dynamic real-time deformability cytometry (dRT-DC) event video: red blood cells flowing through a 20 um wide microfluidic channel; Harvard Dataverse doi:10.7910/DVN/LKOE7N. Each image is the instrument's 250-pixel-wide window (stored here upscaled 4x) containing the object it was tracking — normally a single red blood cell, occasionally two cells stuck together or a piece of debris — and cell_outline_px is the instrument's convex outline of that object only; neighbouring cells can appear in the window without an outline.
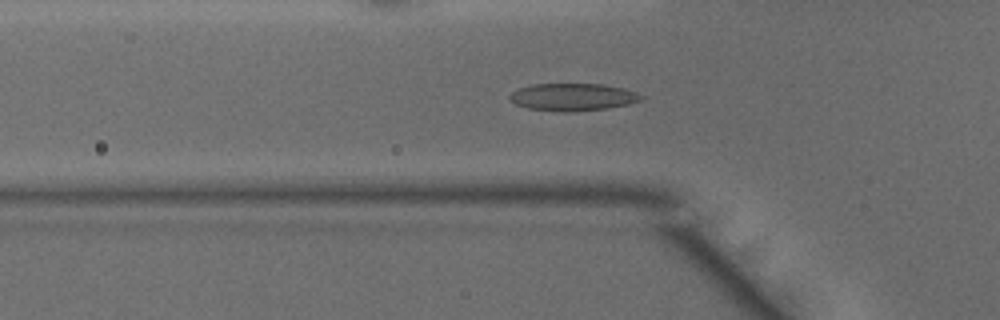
{"species": "common noctule bat (a hibernating species)", "species_latin": "Nyctalus noctula", "temperature_condition": "warm", "stored_images_in_passage": 48, "camera_frame_rate_fps": 3000, "um_per_image_px": 0.085, "animal": {"sex": "male", "body_mass_g": 15.6}, "frame": {"image": 1, "passage_image": 15, "time_ms": 4.667, "image_size_px": [1000, 320], "cell_outline_px": [[644, 96], [640, 100], [628, 104], [608, 108], [572, 112], [564, 112], [528, 108], [516, 104], [508, 96], [512, 92], [520, 88], [532, 84], [604, 84], [624, 88], [636, 92]], "centroid_in_image_um": [48.71, 8.24], "position_along_channel_um": 77.1, "area_um2": 20.92}}
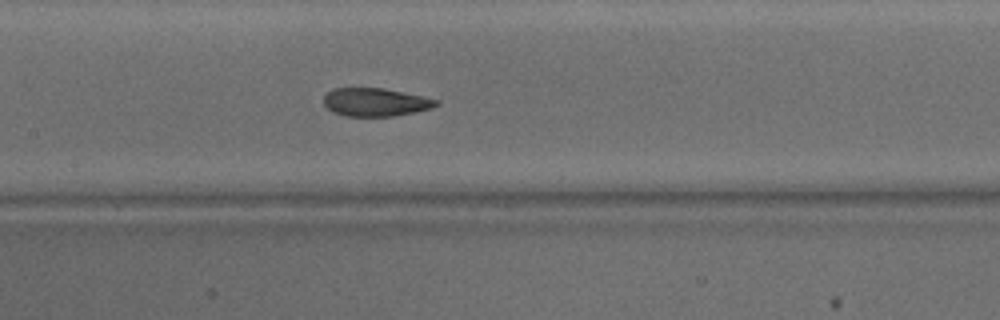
{"frame": {"image": 2, "passage_image": 22, "time_ms": 7.0, "image_size_px": [1000, 320], "cell_outline_px": [[440, 104], [432, 108], [416, 112], [392, 116], [348, 116], [332, 112], [324, 104], [324, 96], [332, 88], [384, 88], [440, 100]], "centroid_in_image_um": [31.93, 8.68], "position_along_channel_um": 175.5, "area_um2": 18.5}}
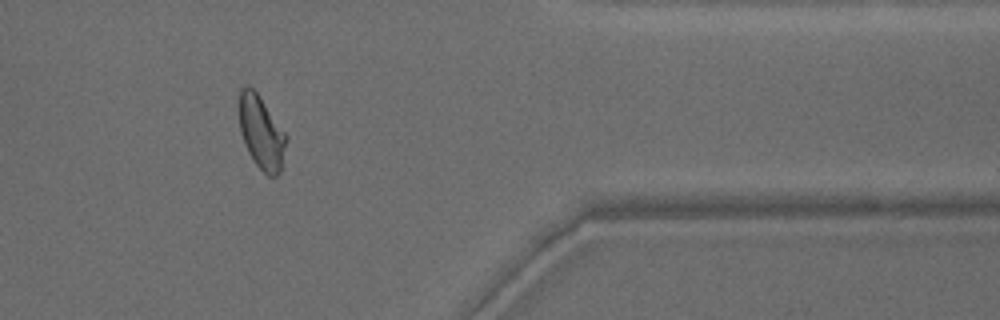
{"frame": {"image": 3, "passage_image": 39, "time_ms": 12.667, "image_size_px": [1000, 320], "cell_outline_px": [[288, 136], [280, 172], [276, 176], [268, 176], [256, 164], [248, 152], [240, 132], [240, 88], [248, 84], [260, 96]], "centroid_in_image_um": [22.23, 11.25], "position_along_channel_um": 389.2, "area_um2": 19.94}, "authors_computed_cell_mechanics": {"area_um2": 20.4034, "velocity_mm_per_s": 4.1655, "shape_relaxation_time_tau1_ms": null, "shape_relaxation_time_tau2_ms": 1.4613, "deformation_change_tau1": null, "deformation_change_tau2": 0.0723}}